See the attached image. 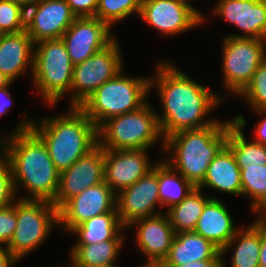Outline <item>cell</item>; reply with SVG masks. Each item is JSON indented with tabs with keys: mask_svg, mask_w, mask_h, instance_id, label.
I'll list each match as a JSON object with an SVG mask.
<instances>
[{
	"mask_svg": "<svg viewBox=\"0 0 266 267\" xmlns=\"http://www.w3.org/2000/svg\"><path fill=\"white\" fill-rule=\"evenodd\" d=\"M5 250V246L0 243V254Z\"/></svg>",
	"mask_w": 266,
	"mask_h": 267,
	"instance_id": "f6af8a7d",
	"label": "cell"
},
{
	"mask_svg": "<svg viewBox=\"0 0 266 267\" xmlns=\"http://www.w3.org/2000/svg\"><path fill=\"white\" fill-rule=\"evenodd\" d=\"M122 69L123 60L116 38L104 49L74 65L69 97L71 107H80L96 89Z\"/></svg>",
	"mask_w": 266,
	"mask_h": 267,
	"instance_id": "30bf717a",
	"label": "cell"
},
{
	"mask_svg": "<svg viewBox=\"0 0 266 267\" xmlns=\"http://www.w3.org/2000/svg\"><path fill=\"white\" fill-rule=\"evenodd\" d=\"M266 40L225 36L222 42V78L226 93L238 96L266 58Z\"/></svg>",
	"mask_w": 266,
	"mask_h": 267,
	"instance_id": "9c48e42d",
	"label": "cell"
},
{
	"mask_svg": "<svg viewBox=\"0 0 266 267\" xmlns=\"http://www.w3.org/2000/svg\"><path fill=\"white\" fill-rule=\"evenodd\" d=\"M234 196L242 195L241 172L232 151L225 145L210 163L203 182L198 186Z\"/></svg>",
	"mask_w": 266,
	"mask_h": 267,
	"instance_id": "603a6c76",
	"label": "cell"
},
{
	"mask_svg": "<svg viewBox=\"0 0 266 267\" xmlns=\"http://www.w3.org/2000/svg\"><path fill=\"white\" fill-rule=\"evenodd\" d=\"M158 267H222V260H201L180 266H158Z\"/></svg>",
	"mask_w": 266,
	"mask_h": 267,
	"instance_id": "ab89813d",
	"label": "cell"
},
{
	"mask_svg": "<svg viewBox=\"0 0 266 267\" xmlns=\"http://www.w3.org/2000/svg\"><path fill=\"white\" fill-rule=\"evenodd\" d=\"M229 123L230 120H218L204 128L183 130L164 138L160 150L167 157L163 160L198 187L210 163L226 145Z\"/></svg>",
	"mask_w": 266,
	"mask_h": 267,
	"instance_id": "3957f363",
	"label": "cell"
},
{
	"mask_svg": "<svg viewBox=\"0 0 266 267\" xmlns=\"http://www.w3.org/2000/svg\"><path fill=\"white\" fill-rule=\"evenodd\" d=\"M12 1L21 5L25 10H27L29 7L40 3L42 0H12Z\"/></svg>",
	"mask_w": 266,
	"mask_h": 267,
	"instance_id": "7bdbcfd3",
	"label": "cell"
},
{
	"mask_svg": "<svg viewBox=\"0 0 266 267\" xmlns=\"http://www.w3.org/2000/svg\"><path fill=\"white\" fill-rule=\"evenodd\" d=\"M195 188L183 175L160 158L158 161V192L161 207L167 206L169 209L180 203Z\"/></svg>",
	"mask_w": 266,
	"mask_h": 267,
	"instance_id": "f1b7e54d",
	"label": "cell"
},
{
	"mask_svg": "<svg viewBox=\"0 0 266 267\" xmlns=\"http://www.w3.org/2000/svg\"><path fill=\"white\" fill-rule=\"evenodd\" d=\"M149 149H105L104 181L118 194L145 176L155 165Z\"/></svg>",
	"mask_w": 266,
	"mask_h": 267,
	"instance_id": "e0dca14e",
	"label": "cell"
},
{
	"mask_svg": "<svg viewBox=\"0 0 266 267\" xmlns=\"http://www.w3.org/2000/svg\"><path fill=\"white\" fill-rule=\"evenodd\" d=\"M24 116L11 134L2 136L0 148L8 157L16 192L20 187L28 191V196L19 199L53 203L60 172L52 162L46 144L31 129L34 119Z\"/></svg>",
	"mask_w": 266,
	"mask_h": 267,
	"instance_id": "7a4b0ae2",
	"label": "cell"
},
{
	"mask_svg": "<svg viewBox=\"0 0 266 267\" xmlns=\"http://www.w3.org/2000/svg\"><path fill=\"white\" fill-rule=\"evenodd\" d=\"M116 201L117 194L105 181L86 188L58 210L59 225L69 232L92 217L117 212Z\"/></svg>",
	"mask_w": 266,
	"mask_h": 267,
	"instance_id": "5bb4252c",
	"label": "cell"
},
{
	"mask_svg": "<svg viewBox=\"0 0 266 267\" xmlns=\"http://www.w3.org/2000/svg\"><path fill=\"white\" fill-rule=\"evenodd\" d=\"M98 144L103 149H150L164 140L157 112L147 101L137 110L114 116L97 128ZM161 138V139H160Z\"/></svg>",
	"mask_w": 266,
	"mask_h": 267,
	"instance_id": "8992f818",
	"label": "cell"
},
{
	"mask_svg": "<svg viewBox=\"0 0 266 267\" xmlns=\"http://www.w3.org/2000/svg\"><path fill=\"white\" fill-rule=\"evenodd\" d=\"M16 207L11 204L5 207H0V243L7 245L16 228Z\"/></svg>",
	"mask_w": 266,
	"mask_h": 267,
	"instance_id": "e575fe53",
	"label": "cell"
},
{
	"mask_svg": "<svg viewBox=\"0 0 266 267\" xmlns=\"http://www.w3.org/2000/svg\"><path fill=\"white\" fill-rule=\"evenodd\" d=\"M187 0H142L140 17L160 34L176 36L200 26L205 15Z\"/></svg>",
	"mask_w": 266,
	"mask_h": 267,
	"instance_id": "8fae6325",
	"label": "cell"
},
{
	"mask_svg": "<svg viewBox=\"0 0 266 267\" xmlns=\"http://www.w3.org/2000/svg\"><path fill=\"white\" fill-rule=\"evenodd\" d=\"M253 213H258V217H256V220L258 222L266 224V199L259 205V207Z\"/></svg>",
	"mask_w": 266,
	"mask_h": 267,
	"instance_id": "b9f144b4",
	"label": "cell"
},
{
	"mask_svg": "<svg viewBox=\"0 0 266 267\" xmlns=\"http://www.w3.org/2000/svg\"><path fill=\"white\" fill-rule=\"evenodd\" d=\"M221 250L194 231L176 233L167 257L159 266H180L201 260H222Z\"/></svg>",
	"mask_w": 266,
	"mask_h": 267,
	"instance_id": "7402d4cb",
	"label": "cell"
},
{
	"mask_svg": "<svg viewBox=\"0 0 266 267\" xmlns=\"http://www.w3.org/2000/svg\"><path fill=\"white\" fill-rule=\"evenodd\" d=\"M241 172L242 197L250 199L254 212L266 199V165L239 167Z\"/></svg>",
	"mask_w": 266,
	"mask_h": 267,
	"instance_id": "f546056e",
	"label": "cell"
},
{
	"mask_svg": "<svg viewBox=\"0 0 266 267\" xmlns=\"http://www.w3.org/2000/svg\"><path fill=\"white\" fill-rule=\"evenodd\" d=\"M259 267H266V224L260 222Z\"/></svg>",
	"mask_w": 266,
	"mask_h": 267,
	"instance_id": "f35d334b",
	"label": "cell"
},
{
	"mask_svg": "<svg viewBox=\"0 0 266 267\" xmlns=\"http://www.w3.org/2000/svg\"><path fill=\"white\" fill-rule=\"evenodd\" d=\"M17 224L10 242L5 246L19 260L45 242L56 225L59 226L58 209L52 202L44 200L17 199Z\"/></svg>",
	"mask_w": 266,
	"mask_h": 267,
	"instance_id": "ba28073f",
	"label": "cell"
},
{
	"mask_svg": "<svg viewBox=\"0 0 266 267\" xmlns=\"http://www.w3.org/2000/svg\"><path fill=\"white\" fill-rule=\"evenodd\" d=\"M200 188L196 187L180 203L170 207L167 214L175 233L193 231L202 214L205 204L214 196L203 195Z\"/></svg>",
	"mask_w": 266,
	"mask_h": 267,
	"instance_id": "83f0119b",
	"label": "cell"
},
{
	"mask_svg": "<svg viewBox=\"0 0 266 267\" xmlns=\"http://www.w3.org/2000/svg\"><path fill=\"white\" fill-rule=\"evenodd\" d=\"M17 193L8 157L0 148V207L14 204Z\"/></svg>",
	"mask_w": 266,
	"mask_h": 267,
	"instance_id": "836d02e7",
	"label": "cell"
},
{
	"mask_svg": "<svg viewBox=\"0 0 266 267\" xmlns=\"http://www.w3.org/2000/svg\"><path fill=\"white\" fill-rule=\"evenodd\" d=\"M127 230L120 222L117 212L104 213L72 228L70 234H75L74 244H96L106 240H124Z\"/></svg>",
	"mask_w": 266,
	"mask_h": 267,
	"instance_id": "484cf974",
	"label": "cell"
},
{
	"mask_svg": "<svg viewBox=\"0 0 266 267\" xmlns=\"http://www.w3.org/2000/svg\"><path fill=\"white\" fill-rule=\"evenodd\" d=\"M14 81L10 79L7 75L0 72V88L10 87L13 85Z\"/></svg>",
	"mask_w": 266,
	"mask_h": 267,
	"instance_id": "ee69618b",
	"label": "cell"
},
{
	"mask_svg": "<svg viewBox=\"0 0 266 267\" xmlns=\"http://www.w3.org/2000/svg\"><path fill=\"white\" fill-rule=\"evenodd\" d=\"M68 113L39 119L33 118L31 129L46 144L56 169L71 167L98 144L97 127L79 107ZM42 120V121H41Z\"/></svg>",
	"mask_w": 266,
	"mask_h": 267,
	"instance_id": "277c9868",
	"label": "cell"
},
{
	"mask_svg": "<svg viewBox=\"0 0 266 267\" xmlns=\"http://www.w3.org/2000/svg\"><path fill=\"white\" fill-rule=\"evenodd\" d=\"M97 17H77L61 37L73 65L104 49L116 37Z\"/></svg>",
	"mask_w": 266,
	"mask_h": 267,
	"instance_id": "9a60e30c",
	"label": "cell"
},
{
	"mask_svg": "<svg viewBox=\"0 0 266 267\" xmlns=\"http://www.w3.org/2000/svg\"><path fill=\"white\" fill-rule=\"evenodd\" d=\"M105 149L97 144L71 167L60 173L59 188L53 204L59 210L86 188L104 181Z\"/></svg>",
	"mask_w": 266,
	"mask_h": 267,
	"instance_id": "4fadbf2b",
	"label": "cell"
},
{
	"mask_svg": "<svg viewBox=\"0 0 266 267\" xmlns=\"http://www.w3.org/2000/svg\"><path fill=\"white\" fill-rule=\"evenodd\" d=\"M13 105V99L9 87L0 88V118L6 114Z\"/></svg>",
	"mask_w": 266,
	"mask_h": 267,
	"instance_id": "74e56055",
	"label": "cell"
},
{
	"mask_svg": "<svg viewBox=\"0 0 266 267\" xmlns=\"http://www.w3.org/2000/svg\"><path fill=\"white\" fill-rule=\"evenodd\" d=\"M136 226L135 238L138 249L147 259L141 267H158L167 257L175 237V231L167 214H157L132 222Z\"/></svg>",
	"mask_w": 266,
	"mask_h": 267,
	"instance_id": "ac0fdd59",
	"label": "cell"
},
{
	"mask_svg": "<svg viewBox=\"0 0 266 267\" xmlns=\"http://www.w3.org/2000/svg\"><path fill=\"white\" fill-rule=\"evenodd\" d=\"M255 111L256 115H262L265 116L263 120H260L258 124L255 126V136H254V142L264 144L266 142V109L261 110H253Z\"/></svg>",
	"mask_w": 266,
	"mask_h": 267,
	"instance_id": "8d00e7d4",
	"label": "cell"
},
{
	"mask_svg": "<svg viewBox=\"0 0 266 267\" xmlns=\"http://www.w3.org/2000/svg\"><path fill=\"white\" fill-rule=\"evenodd\" d=\"M246 126L244 115H235L228 126L226 146L232 151L238 167L266 165V148L263 144L248 141L243 128Z\"/></svg>",
	"mask_w": 266,
	"mask_h": 267,
	"instance_id": "cb8c5ba5",
	"label": "cell"
},
{
	"mask_svg": "<svg viewBox=\"0 0 266 267\" xmlns=\"http://www.w3.org/2000/svg\"><path fill=\"white\" fill-rule=\"evenodd\" d=\"M212 12L241 31L226 36L266 40V0H219Z\"/></svg>",
	"mask_w": 266,
	"mask_h": 267,
	"instance_id": "d6986e66",
	"label": "cell"
},
{
	"mask_svg": "<svg viewBox=\"0 0 266 267\" xmlns=\"http://www.w3.org/2000/svg\"><path fill=\"white\" fill-rule=\"evenodd\" d=\"M122 72L104 82L79 107L97 128L109 118L137 110L148 101L150 78H134Z\"/></svg>",
	"mask_w": 266,
	"mask_h": 267,
	"instance_id": "5b68a950",
	"label": "cell"
},
{
	"mask_svg": "<svg viewBox=\"0 0 266 267\" xmlns=\"http://www.w3.org/2000/svg\"><path fill=\"white\" fill-rule=\"evenodd\" d=\"M26 30V10L12 0H0V31L14 34Z\"/></svg>",
	"mask_w": 266,
	"mask_h": 267,
	"instance_id": "d6a6232c",
	"label": "cell"
},
{
	"mask_svg": "<svg viewBox=\"0 0 266 267\" xmlns=\"http://www.w3.org/2000/svg\"><path fill=\"white\" fill-rule=\"evenodd\" d=\"M230 250L232 251L230 267H259L260 222L255 219L249 226H242L221 250L222 258ZM224 261L222 259V267H226Z\"/></svg>",
	"mask_w": 266,
	"mask_h": 267,
	"instance_id": "d4e9b609",
	"label": "cell"
},
{
	"mask_svg": "<svg viewBox=\"0 0 266 267\" xmlns=\"http://www.w3.org/2000/svg\"><path fill=\"white\" fill-rule=\"evenodd\" d=\"M34 45L26 30L3 34L0 39V72L14 82L27 69H31L30 72L33 74Z\"/></svg>",
	"mask_w": 266,
	"mask_h": 267,
	"instance_id": "ffe728a7",
	"label": "cell"
},
{
	"mask_svg": "<svg viewBox=\"0 0 266 267\" xmlns=\"http://www.w3.org/2000/svg\"><path fill=\"white\" fill-rule=\"evenodd\" d=\"M76 17H95L98 0H66Z\"/></svg>",
	"mask_w": 266,
	"mask_h": 267,
	"instance_id": "d590c367",
	"label": "cell"
},
{
	"mask_svg": "<svg viewBox=\"0 0 266 267\" xmlns=\"http://www.w3.org/2000/svg\"><path fill=\"white\" fill-rule=\"evenodd\" d=\"M125 240H106L96 244H74L70 250L72 267H111Z\"/></svg>",
	"mask_w": 266,
	"mask_h": 267,
	"instance_id": "4316f807",
	"label": "cell"
},
{
	"mask_svg": "<svg viewBox=\"0 0 266 267\" xmlns=\"http://www.w3.org/2000/svg\"><path fill=\"white\" fill-rule=\"evenodd\" d=\"M252 110L266 109V58L253 74L251 82L238 95Z\"/></svg>",
	"mask_w": 266,
	"mask_h": 267,
	"instance_id": "1f68e13d",
	"label": "cell"
},
{
	"mask_svg": "<svg viewBox=\"0 0 266 267\" xmlns=\"http://www.w3.org/2000/svg\"><path fill=\"white\" fill-rule=\"evenodd\" d=\"M18 261L20 260L12 256L7 250L0 254V267H13Z\"/></svg>",
	"mask_w": 266,
	"mask_h": 267,
	"instance_id": "60d3db41",
	"label": "cell"
},
{
	"mask_svg": "<svg viewBox=\"0 0 266 267\" xmlns=\"http://www.w3.org/2000/svg\"><path fill=\"white\" fill-rule=\"evenodd\" d=\"M142 0H98L95 17L110 28L132 14L140 15Z\"/></svg>",
	"mask_w": 266,
	"mask_h": 267,
	"instance_id": "4dcf8cb0",
	"label": "cell"
},
{
	"mask_svg": "<svg viewBox=\"0 0 266 267\" xmlns=\"http://www.w3.org/2000/svg\"><path fill=\"white\" fill-rule=\"evenodd\" d=\"M159 205L161 207L156 161L145 176L117 194L116 209L120 222L127 228L135 220L162 213L156 210Z\"/></svg>",
	"mask_w": 266,
	"mask_h": 267,
	"instance_id": "7c38bea8",
	"label": "cell"
},
{
	"mask_svg": "<svg viewBox=\"0 0 266 267\" xmlns=\"http://www.w3.org/2000/svg\"><path fill=\"white\" fill-rule=\"evenodd\" d=\"M76 18L66 0H42L26 10V31L34 43L61 39Z\"/></svg>",
	"mask_w": 266,
	"mask_h": 267,
	"instance_id": "2e32d148",
	"label": "cell"
},
{
	"mask_svg": "<svg viewBox=\"0 0 266 267\" xmlns=\"http://www.w3.org/2000/svg\"><path fill=\"white\" fill-rule=\"evenodd\" d=\"M150 77V91L157 88L162 114L157 113L163 139L177 132L204 128L218 119H206L223 97L193 80L173 63L163 60L156 64ZM215 92V93H214Z\"/></svg>",
	"mask_w": 266,
	"mask_h": 267,
	"instance_id": "6da1fadb",
	"label": "cell"
},
{
	"mask_svg": "<svg viewBox=\"0 0 266 267\" xmlns=\"http://www.w3.org/2000/svg\"><path fill=\"white\" fill-rule=\"evenodd\" d=\"M32 82L47 105H56L72 84L73 67L62 39L42 40L34 45Z\"/></svg>",
	"mask_w": 266,
	"mask_h": 267,
	"instance_id": "52a82bcc",
	"label": "cell"
},
{
	"mask_svg": "<svg viewBox=\"0 0 266 267\" xmlns=\"http://www.w3.org/2000/svg\"><path fill=\"white\" fill-rule=\"evenodd\" d=\"M234 221L224 202L211 198L204 206L194 232L222 250L241 228Z\"/></svg>",
	"mask_w": 266,
	"mask_h": 267,
	"instance_id": "44dd1931",
	"label": "cell"
}]
</instances>
